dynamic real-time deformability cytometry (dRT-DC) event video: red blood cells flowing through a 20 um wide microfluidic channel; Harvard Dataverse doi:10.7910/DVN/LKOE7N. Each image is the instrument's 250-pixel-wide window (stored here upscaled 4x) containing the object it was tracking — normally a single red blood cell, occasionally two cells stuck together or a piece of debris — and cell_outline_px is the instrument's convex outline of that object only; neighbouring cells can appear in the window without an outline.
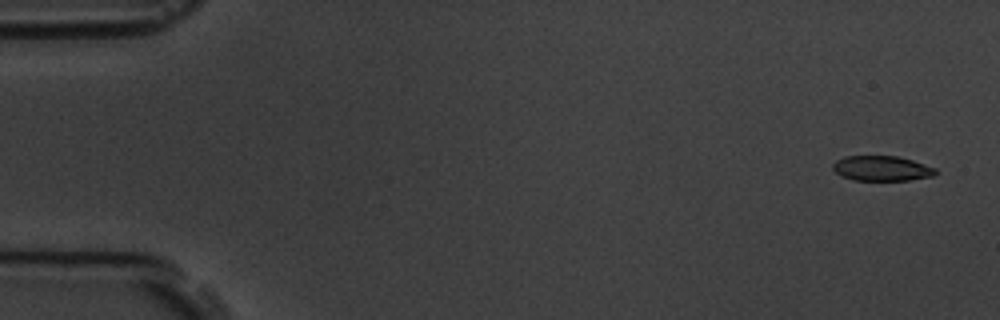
{"species": "common noctule bat (a hibernating species)", "species_latin": "Nyctalus noctula", "temperature_condition": "room temperature", "stored_images_in_passage": 5, "camera_frame_rate_fps": 3000, "um_per_image_px": 0.085, "animal": {"sex": "male", "body_mass_g": 19.5, "forearm_length_mm": 54.6}, "frame": {"image": 1, "passage_image": 1, "time_ms": 0.0, "image_size_px": [1000, 320], "cell_outline_px": [[936, 172], [932, 176], [908, 180], [852, 180], [840, 176], [832, 168], [832, 164], [836, 160], [844, 156], [896, 156], [912, 160], [936, 168]], "centroid_in_image_um": [74.9, 14.31], "position_along_channel_um": 10.1, "area_um2": 14.97}}
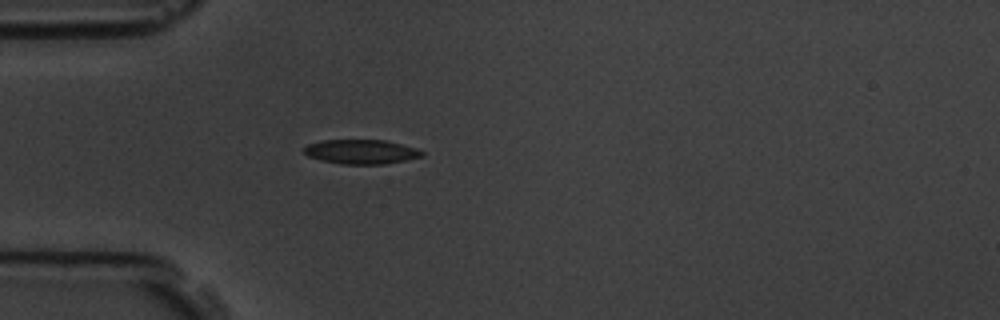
{"frame": {"image": 2, "passage_image": 5, "time_ms": 4.667, "image_size_px": [1000, 320], "cell_outline_px": [[424, 156], [384, 164], [340, 164], [320, 160], [308, 156], [304, 152], [304, 148], [308, 144], [324, 140], [384, 140], [416, 148], [424, 152]], "centroid_in_image_um": [30.69, 12.9], "position_along_channel_um": 54.3, "area_um2": 16.65}}